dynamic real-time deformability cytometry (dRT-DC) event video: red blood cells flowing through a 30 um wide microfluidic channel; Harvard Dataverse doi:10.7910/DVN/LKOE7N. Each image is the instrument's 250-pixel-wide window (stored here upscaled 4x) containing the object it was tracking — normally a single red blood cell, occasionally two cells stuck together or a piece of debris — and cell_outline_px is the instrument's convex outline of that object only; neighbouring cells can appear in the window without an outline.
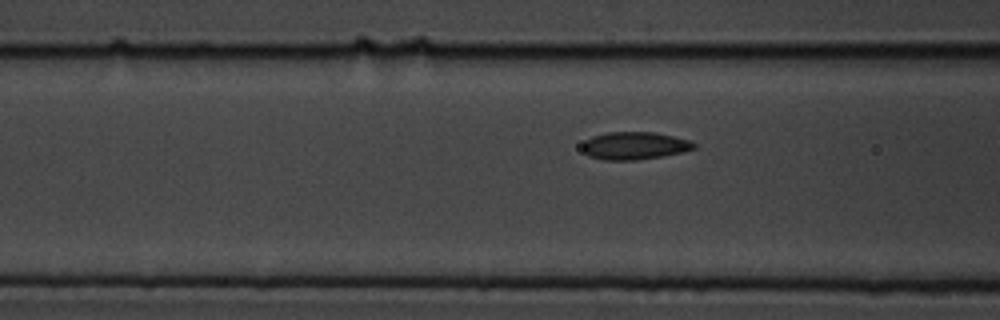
{"species": "common noctule bat (a hibernating species)", "species_latin": "Nyctalus noctula", "temperature_condition": "cold", "stored_images_in_passage": 16, "camera_frame_rate_fps": 3000, "um_per_image_px": 0.085, "animal": {"sex": "male", "body_mass_g": 19.5, "forearm_length_mm": 54.6}, "frame": {"image": 1, "passage_image": 11, "time_ms": 3.333, "image_size_px": [1000, 320], "cell_outline_px": [[696, 148], [680, 152], [660, 156], [636, 160], [604, 160], [588, 156], [580, 148], [584, 140], [592, 136], [608, 132], [656, 132], [692, 140], [696, 144]], "centroid_in_image_um": [53.9, 12.37], "position_along_channel_um": 112.7, "area_um2": 18.15}}
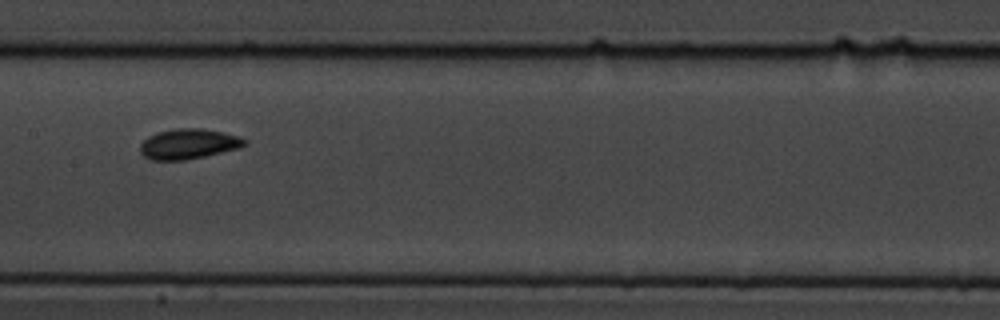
{"frame": {"image": 2, "passage_image": 13, "time_ms": 4.0, "image_size_px": [1000, 320], "cell_outline_px": [[248, 144], [240, 148], [204, 156], [184, 160], [148, 160], [140, 152], [140, 144], [148, 136], [160, 132], [176, 128], [204, 128], [224, 132], [248, 140]], "centroid_in_image_um": [16.03, 12.23], "position_along_channel_um": 191.4, "area_um2": 18.44}}
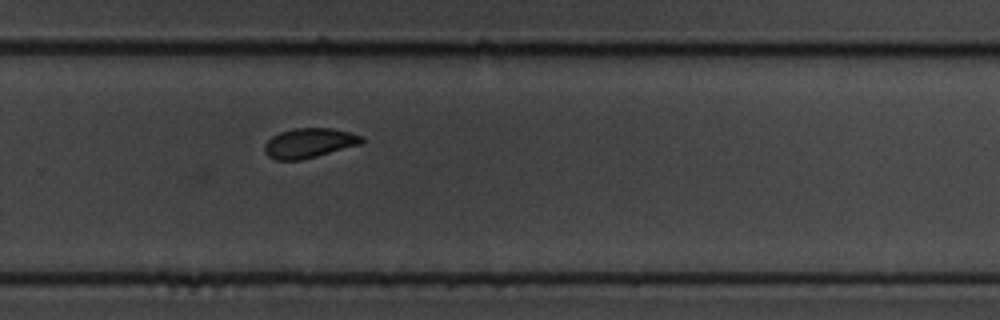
{"frame": {"image": 3, "passage_image": 16, "time_ms": 5.0, "image_size_px": [1000, 320], "cell_outline_px": [[364, 144], [300, 160], [276, 160], [268, 156], [264, 152], [264, 144], [272, 136], [280, 132], [296, 128], [332, 128], [364, 136]], "centroid_in_image_um": [26.3, 12.16], "position_along_channel_um": 303.5, "area_um2": 16.94}}